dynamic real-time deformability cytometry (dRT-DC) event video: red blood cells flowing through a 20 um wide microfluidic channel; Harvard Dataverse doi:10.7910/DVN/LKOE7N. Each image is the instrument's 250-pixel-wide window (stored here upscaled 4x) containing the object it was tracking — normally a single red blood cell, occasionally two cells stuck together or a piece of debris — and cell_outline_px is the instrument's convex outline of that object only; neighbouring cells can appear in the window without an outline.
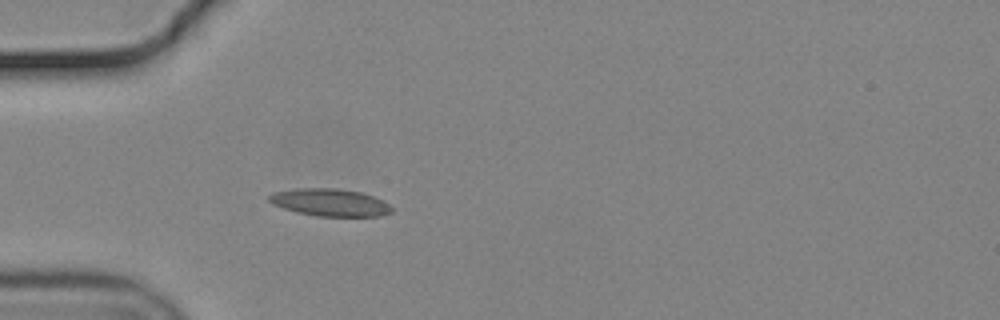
{"species": "common noctule bat (a hibernating species)", "species_latin": "Nyctalus noctula", "temperature_condition": "cold", "stored_images_in_passage": 40, "camera_frame_rate_fps": 3000, "um_per_image_px": 0.085, "animal": {"sex": "male", "body_mass_g": 19.2, "forearm_length_mm": 51.8}, "frame": {"image": 1, "passage_image": 1, "time_ms": 0.0, "image_size_px": [1000, 320], "cell_outline_px": [[392, 212], [380, 216], [316, 216], [296, 212], [272, 204], [268, 200], [268, 196], [272, 192], [300, 188], [336, 188], [360, 192], [384, 200], [392, 208]], "centroid_in_image_um": [28.03, 17.21], "position_along_channel_um": 57.0, "area_um2": 19.59}}
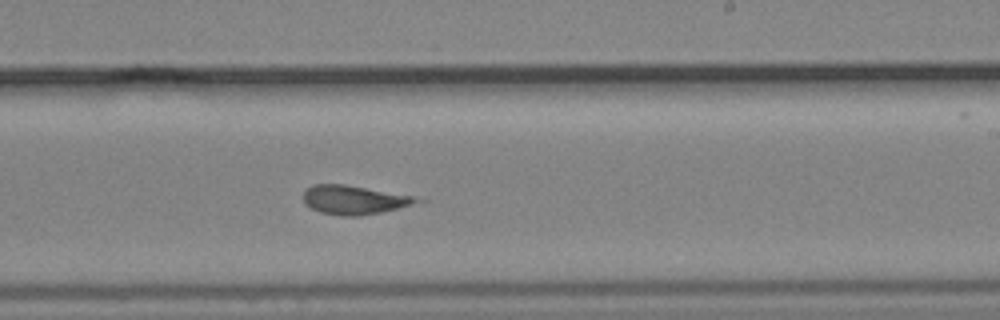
{"frame": {"image": 2, "passage_image": 18, "time_ms": 5.667, "image_size_px": [1000, 320], "cell_outline_px": [[428, 200], [380, 212], [356, 216], [340, 216], [320, 212], [304, 204], [304, 192], [312, 184], [344, 184], [412, 196]], "centroid_in_image_um": [30.07, 16.99], "position_along_channel_um": 258.9, "area_um2": 18.84}}
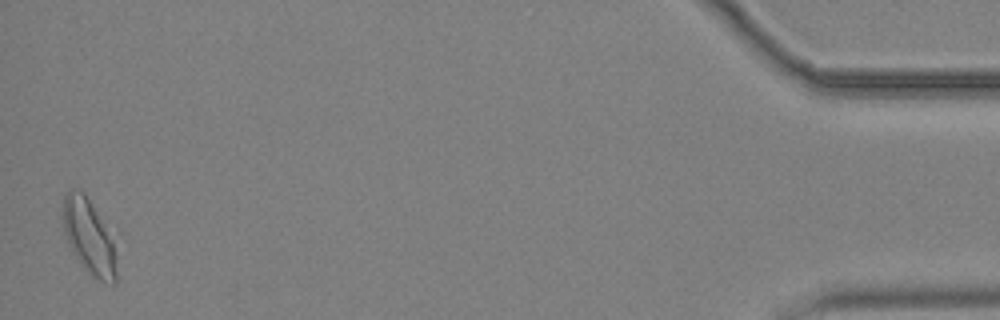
{"frame": {"image": 3, "passage_image": 39, "time_ms": 12.667, "image_size_px": [1000, 320], "cell_outline_px": [[116, 280], [112, 284], [100, 280], [92, 276], [80, 264], [72, 252], [68, 244], [64, 232], [64, 196], [72, 188], [84, 192], [112, 232], [116, 256]], "centroid_in_image_um": [7.6, 20.13], "position_along_channel_um": 427.6, "area_um2": 23.52}, "authors_computed_cell_mechanics": {"area_um2": 18.785, "velocity_mm_per_s": 3.6974, "shape_relaxation_time_tau1_ms": null, "shape_relaxation_time_tau2_ms": 2.0639, "deformation_change_tau1": null, "deformation_change_tau2": 0.105}}